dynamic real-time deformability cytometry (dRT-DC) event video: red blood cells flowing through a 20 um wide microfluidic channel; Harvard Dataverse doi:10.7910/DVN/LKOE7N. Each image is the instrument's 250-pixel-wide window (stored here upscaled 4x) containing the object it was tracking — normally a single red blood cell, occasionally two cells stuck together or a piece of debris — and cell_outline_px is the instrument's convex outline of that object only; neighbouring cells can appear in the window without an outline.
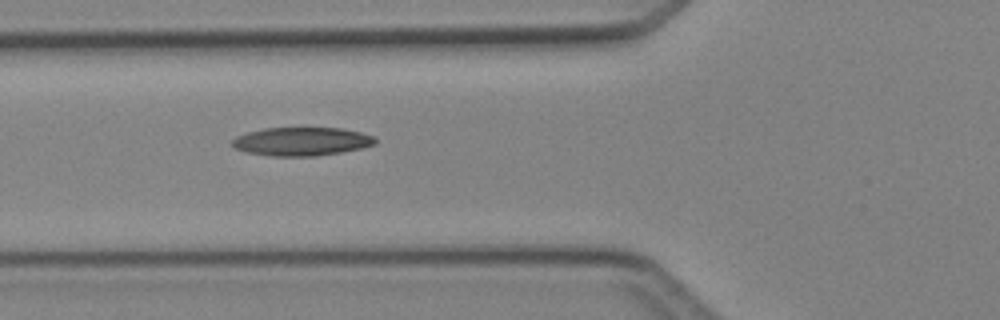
{"species": "Egyptian fruit bat (a non-hibernating species)", "species_latin": "Rousettus aegyptiacus", "temperature_condition": "cold", "stored_images_in_passage": 4, "segment_of_instrument_passage": [1, 2], "camera_frame_rate_fps": 3000, "um_per_image_px": 0.085, "animal": {"sex": "female"}, "frame": {"image": 1, "passage_image": 3, "time_ms": 2.333, "image_size_px": [1000, 320], "cell_outline_px": [[376, 144], [360, 148], [340, 152], [316, 156], [272, 156], [248, 152], [236, 148], [228, 144], [236, 136], [248, 132], [264, 128], [340, 128], [360, 132], [372, 136], [376, 140]], "centroid_in_image_um": [25.6, 12.02], "position_along_channel_um": 100.2, "area_um2": 23.58}}